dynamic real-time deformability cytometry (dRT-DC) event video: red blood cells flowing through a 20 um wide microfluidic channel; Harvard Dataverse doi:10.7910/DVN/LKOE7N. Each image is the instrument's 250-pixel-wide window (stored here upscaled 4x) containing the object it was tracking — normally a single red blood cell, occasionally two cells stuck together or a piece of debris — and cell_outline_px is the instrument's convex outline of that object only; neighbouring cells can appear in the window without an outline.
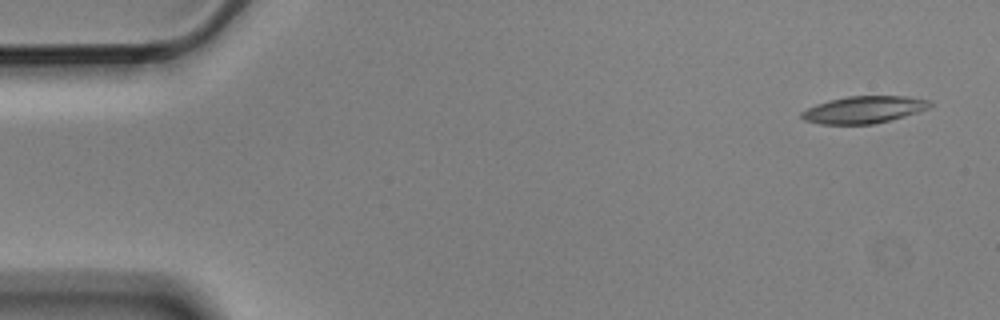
{"species": "Egyptian fruit bat (a non-hibernating species)", "species_latin": "Rousettus aegyptiacus", "temperature_condition": "cold", "stored_images_in_passage": 4, "camera_frame_rate_fps": 3000, "um_per_image_px": 0.085, "animal": {"sex": "male"}, "frame": {"image": 1, "passage_image": 1, "time_ms": 0.0, "image_size_px": [1000, 320], "cell_outline_px": [[932, 104], [928, 108], [904, 116], [872, 124], [820, 124], [804, 120], [800, 116], [800, 112], [816, 104], [828, 100], [848, 96], [908, 96], [932, 100]], "centroid_in_image_um": [73.41, 9.31], "position_along_channel_um": 11.6, "area_um2": 20.23}}
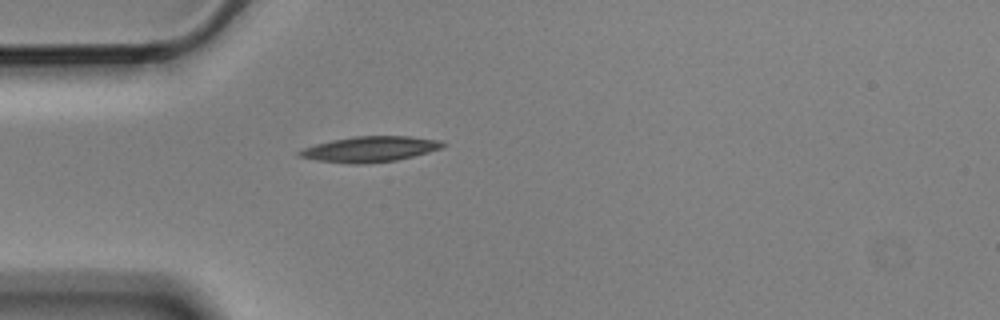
{"frame": {"image": 2, "passage_image": 4, "time_ms": 1.0, "image_size_px": [1000, 320], "cell_outline_px": [[448, 144], [440, 148], [428, 152], [396, 160], [364, 164], [348, 164], [316, 160], [296, 156], [296, 152], [304, 148], [316, 144], [332, 140], [356, 136], [408, 136], [440, 140]], "centroid_in_image_um": [31.42, 12.68], "position_along_channel_um": 53.6, "area_um2": 21.33}}